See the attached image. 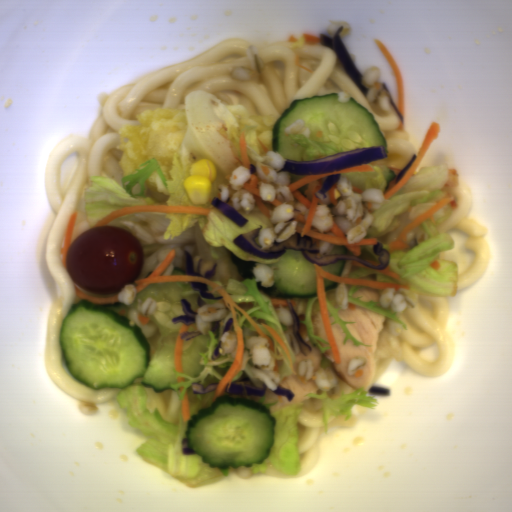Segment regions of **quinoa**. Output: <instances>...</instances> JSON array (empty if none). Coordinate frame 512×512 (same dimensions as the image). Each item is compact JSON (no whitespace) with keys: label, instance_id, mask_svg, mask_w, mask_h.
I'll return each mask as SVG.
<instances>
[{"label":"quinoa","instance_id":"1","mask_svg":"<svg viewBox=\"0 0 512 512\" xmlns=\"http://www.w3.org/2000/svg\"><path fill=\"white\" fill-rule=\"evenodd\" d=\"M170 221L159 211H144L119 216L104 225L122 227L137 236L143 249L144 261L139 275L134 280L147 278L171 250L175 251V257L160 275L188 276L184 250L192 257L193 273H197L199 259L202 275L217 264L214 275L208 279L211 282L221 281L227 288L228 279L240 282L244 279H253L260 282L261 286L273 287L275 271L268 264L237 257L224 244L217 246L219 258H215L208 250L206 237L198 221L184 232L165 240V231Z\"/></svg>","mask_w":512,"mask_h":512},{"label":"quinoa","instance_id":"2","mask_svg":"<svg viewBox=\"0 0 512 512\" xmlns=\"http://www.w3.org/2000/svg\"><path fill=\"white\" fill-rule=\"evenodd\" d=\"M285 166V157L274 150L257 158L254 166L262 202L273 204L275 199L282 202L270 213L269 220L276 223L275 226L259 231L258 245L264 251L272 248L275 242L283 243L298 233L297 227L302 228L304 223L296 220L297 214H301L306 221L308 218V208L295 198L288 186L291 185V173L282 172Z\"/></svg>","mask_w":512,"mask_h":512},{"label":"quinoa","instance_id":"3","mask_svg":"<svg viewBox=\"0 0 512 512\" xmlns=\"http://www.w3.org/2000/svg\"><path fill=\"white\" fill-rule=\"evenodd\" d=\"M334 184L336 205L328 193L323 203L317 204L311 228L323 234L336 223L347 243H360L374 220L371 213L378 210L385 199L384 192L378 187L367 188L362 194L355 192L350 180L342 173Z\"/></svg>","mask_w":512,"mask_h":512},{"label":"quinoa","instance_id":"4","mask_svg":"<svg viewBox=\"0 0 512 512\" xmlns=\"http://www.w3.org/2000/svg\"><path fill=\"white\" fill-rule=\"evenodd\" d=\"M251 177L252 174L243 165L235 168L231 173L228 184L219 183L218 185L221 192V201L225 203L230 200L234 210H244L247 215L253 212L256 199L247 189L241 188Z\"/></svg>","mask_w":512,"mask_h":512},{"label":"quinoa","instance_id":"5","mask_svg":"<svg viewBox=\"0 0 512 512\" xmlns=\"http://www.w3.org/2000/svg\"><path fill=\"white\" fill-rule=\"evenodd\" d=\"M250 360L252 364L259 367L272 382L277 386L279 385L281 374L275 370L276 359L271 354V346L265 337L259 335L246 339L241 370L246 368Z\"/></svg>","mask_w":512,"mask_h":512},{"label":"quinoa","instance_id":"6","mask_svg":"<svg viewBox=\"0 0 512 512\" xmlns=\"http://www.w3.org/2000/svg\"><path fill=\"white\" fill-rule=\"evenodd\" d=\"M362 82L368 92L364 93L375 108L383 112H389L390 94L382 87V76L378 66L369 68L362 76Z\"/></svg>","mask_w":512,"mask_h":512},{"label":"quinoa","instance_id":"7","mask_svg":"<svg viewBox=\"0 0 512 512\" xmlns=\"http://www.w3.org/2000/svg\"><path fill=\"white\" fill-rule=\"evenodd\" d=\"M298 375L304 381L314 380L319 389L328 392L337 387L339 381L335 371L330 367H320L314 371L312 359L298 362Z\"/></svg>","mask_w":512,"mask_h":512},{"label":"quinoa","instance_id":"8","mask_svg":"<svg viewBox=\"0 0 512 512\" xmlns=\"http://www.w3.org/2000/svg\"><path fill=\"white\" fill-rule=\"evenodd\" d=\"M228 311L226 303H207L200 306L194 320L196 330L201 335H209L212 324L227 319Z\"/></svg>","mask_w":512,"mask_h":512},{"label":"quinoa","instance_id":"9","mask_svg":"<svg viewBox=\"0 0 512 512\" xmlns=\"http://www.w3.org/2000/svg\"><path fill=\"white\" fill-rule=\"evenodd\" d=\"M380 305L384 309L391 308L392 312H403L407 308L416 309L417 300L408 294L403 288L394 290L393 288H384L380 298Z\"/></svg>","mask_w":512,"mask_h":512},{"label":"quinoa","instance_id":"10","mask_svg":"<svg viewBox=\"0 0 512 512\" xmlns=\"http://www.w3.org/2000/svg\"><path fill=\"white\" fill-rule=\"evenodd\" d=\"M156 303L157 301L155 299L148 296L143 300V302L140 305H138L136 308H132L127 313V319L133 321L134 323L140 326L141 332L145 338L151 339L152 337L155 336L157 325L152 323L150 320L148 323L141 325L139 320V314L142 315L143 317L148 318L153 313L156 307Z\"/></svg>","mask_w":512,"mask_h":512},{"label":"quinoa","instance_id":"11","mask_svg":"<svg viewBox=\"0 0 512 512\" xmlns=\"http://www.w3.org/2000/svg\"><path fill=\"white\" fill-rule=\"evenodd\" d=\"M249 55L250 67H235L231 72V76L242 82L250 80L254 73H260L264 69L263 58L253 45L250 47Z\"/></svg>","mask_w":512,"mask_h":512},{"label":"quinoa","instance_id":"12","mask_svg":"<svg viewBox=\"0 0 512 512\" xmlns=\"http://www.w3.org/2000/svg\"><path fill=\"white\" fill-rule=\"evenodd\" d=\"M220 350L223 355H232L236 356L237 350V335L235 331H226L223 332L220 339Z\"/></svg>","mask_w":512,"mask_h":512},{"label":"quinoa","instance_id":"13","mask_svg":"<svg viewBox=\"0 0 512 512\" xmlns=\"http://www.w3.org/2000/svg\"><path fill=\"white\" fill-rule=\"evenodd\" d=\"M334 300L343 311L349 309L348 284L337 283L334 287Z\"/></svg>","mask_w":512,"mask_h":512},{"label":"quinoa","instance_id":"14","mask_svg":"<svg viewBox=\"0 0 512 512\" xmlns=\"http://www.w3.org/2000/svg\"><path fill=\"white\" fill-rule=\"evenodd\" d=\"M137 289L135 284L129 283L124 284L123 287L118 291L117 298L122 304L132 305L136 299Z\"/></svg>","mask_w":512,"mask_h":512},{"label":"quinoa","instance_id":"15","mask_svg":"<svg viewBox=\"0 0 512 512\" xmlns=\"http://www.w3.org/2000/svg\"><path fill=\"white\" fill-rule=\"evenodd\" d=\"M341 26H343V28L339 34L341 40L350 36L352 33L351 24L348 21H343V20L333 21L332 23H330L327 26V31H328L329 35H334L335 32L337 31V29Z\"/></svg>","mask_w":512,"mask_h":512},{"label":"quinoa","instance_id":"16","mask_svg":"<svg viewBox=\"0 0 512 512\" xmlns=\"http://www.w3.org/2000/svg\"><path fill=\"white\" fill-rule=\"evenodd\" d=\"M367 357L363 355H357L350 358L347 364V375H355L357 371L363 366L368 364Z\"/></svg>","mask_w":512,"mask_h":512}]
</instances>
